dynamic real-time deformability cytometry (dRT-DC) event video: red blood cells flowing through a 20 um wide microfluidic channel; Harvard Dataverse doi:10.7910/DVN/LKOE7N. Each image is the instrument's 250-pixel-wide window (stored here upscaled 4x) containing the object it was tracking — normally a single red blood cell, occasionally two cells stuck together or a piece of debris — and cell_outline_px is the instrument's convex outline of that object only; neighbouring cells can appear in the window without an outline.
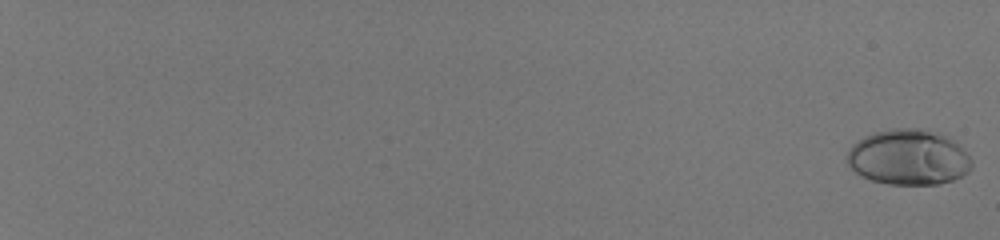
{"species": "human", "species_latin": "Homo sapiens", "temperature_condition": "room temperature", "stored_images_in_passage": 56, "camera_frame_rate_fps": 3000, "um_per_image_px": 0.085, "donor": {"sex": "male"}, "frame": {"image": 1, "passage_image": 1, "time_ms": 0.0, "image_size_px": [1000, 240], "cell_outline_px": [[972, 168], [968, 172], [952, 180], [940, 184], [888, 184], [872, 180], [860, 176], [848, 164], [848, 148], [852, 144], [864, 136], [872, 132], [892, 128], [916, 128], [936, 132], [952, 140], [972, 160]], "centroid_in_image_um": [77.19, 13.37], "position_along_channel_um": 7.8, "area_um2": 40.11}}
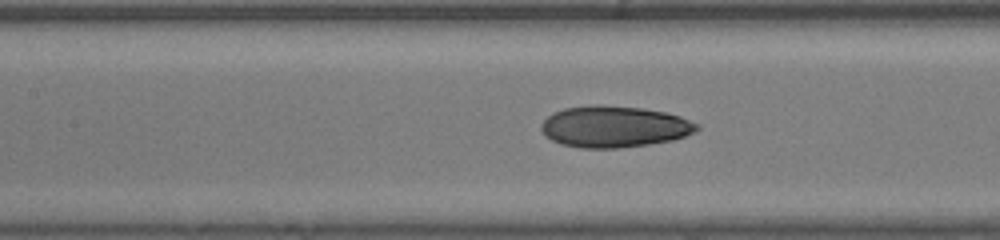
{"frame": {"image": 2, "passage_image": 33, "time_ms": 10.667, "image_size_px": [1000, 240], "cell_outline_px": [[700, 128], [696, 132], [672, 140], [648, 144], [616, 148], [580, 148], [560, 144], [544, 136], [540, 128], [540, 124], [552, 112], [564, 108], [592, 104], [600, 104], [640, 108], [664, 112], [680, 116], [700, 124]], "centroid_in_image_um": [52.18, 10.76], "position_along_channel_um": 155.2, "area_um2": 37.86}}
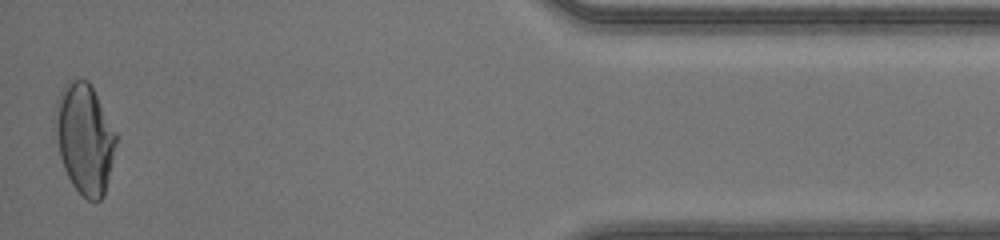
{"frame": {"image": 3, "passage_image": 56, "time_ms": 18.333, "image_size_px": [1000, 240], "cell_outline_px": [[116, 144], [104, 196], [100, 200], [88, 200], [72, 184], [64, 168], [60, 156], [56, 132], [56, 100], [64, 84], [68, 80], [88, 80], [116, 132]], "centroid_in_image_um": [7.2, 11.77], "position_along_channel_um": 428.0, "area_um2": 38.32}, "authors_computed_cell_mechanics": {"area_um2": 36.6741, "velocity_mm_per_s": 4.2017, "shape_relaxation_time_tau1_ms": 4.4998, "shape_relaxation_time_tau2_ms": 1.022, "deformation_change_tau1": 0.1981, "deformation_change_tau2": 0.0523}}